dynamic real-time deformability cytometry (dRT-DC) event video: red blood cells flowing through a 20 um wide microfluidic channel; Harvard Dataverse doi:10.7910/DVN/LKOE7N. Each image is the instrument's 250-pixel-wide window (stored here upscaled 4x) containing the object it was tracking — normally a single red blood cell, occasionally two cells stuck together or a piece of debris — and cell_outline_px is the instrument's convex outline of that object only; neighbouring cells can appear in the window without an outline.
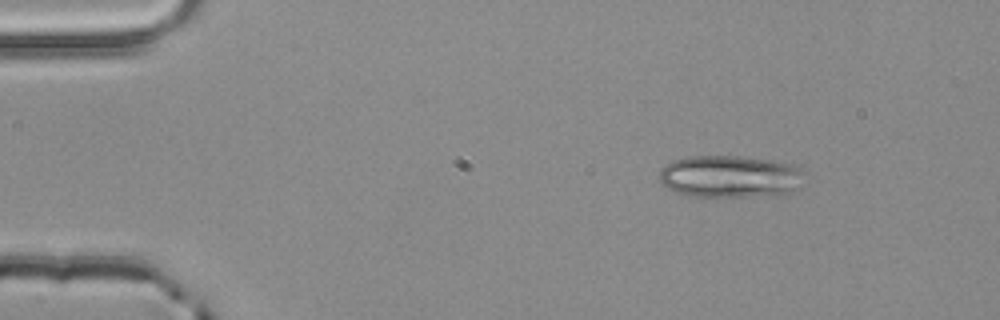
{"species": "common noctule bat (a hibernating species)", "species_latin": "Nyctalus noctula", "temperature_condition": "room temperature", "stored_images_in_passage": 3, "camera_frame_rate_fps": 3000, "um_per_image_px": 0.085, "animal": {"sex": "male", "body_mass_g": 20.4}, "frame": {"image": 1, "passage_image": 1, "time_ms": 0.0, "image_size_px": [1000, 320], "cell_outline_px": [[800, 188], [784, 196], [688, 196], [676, 192], [668, 188], [660, 180], [660, 168], [664, 164], [672, 160], [688, 156], [740, 156], [768, 160], [792, 164], [800, 168]], "centroid_in_image_um": [62.04, 15.01], "position_along_channel_um": 23.0, "area_um2": 35.89}}